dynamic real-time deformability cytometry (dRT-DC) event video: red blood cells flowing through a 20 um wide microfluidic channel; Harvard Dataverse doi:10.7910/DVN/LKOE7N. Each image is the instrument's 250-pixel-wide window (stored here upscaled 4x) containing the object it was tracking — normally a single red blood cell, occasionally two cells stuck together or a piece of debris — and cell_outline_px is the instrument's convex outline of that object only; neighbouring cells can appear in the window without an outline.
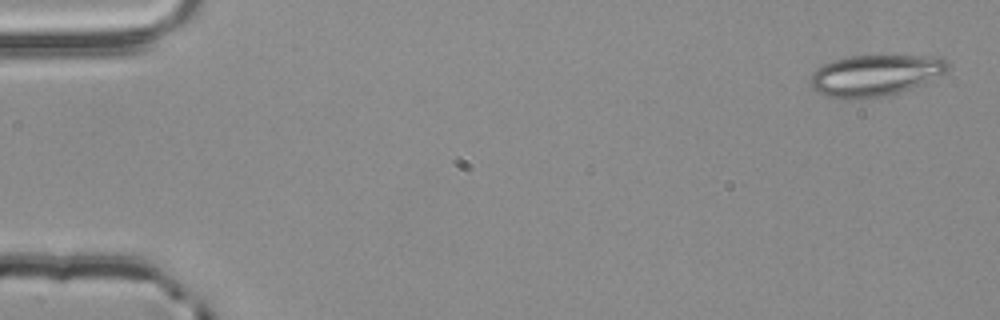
{"species": "common noctule bat (a hibernating species)", "species_latin": "Nyctalus noctula", "temperature_condition": "room temperature", "stored_images_in_passage": 4, "camera_frame_rate_fps": 3000, "um_per_image_px": 0.085, "animal": {"sex": "male", "body_mass_g": 20.4}, "frame": {"image": 1, "passage_image": 1, "time_ms": 0.0, "image_size_px": [1000, 320], "cell_outline_px": [[948, 68], [944, 72], [920, 84], [888, 96], [848, 100], [824, 96], [816, 92], [812, 88], [812, 72], [824, 64], [848, 56], [940, 56], [948, 64]], "centroid_in_image_um": [74.33, 6.42], "position_along_channel_um": 10.7, "area_um2": 32.71}}